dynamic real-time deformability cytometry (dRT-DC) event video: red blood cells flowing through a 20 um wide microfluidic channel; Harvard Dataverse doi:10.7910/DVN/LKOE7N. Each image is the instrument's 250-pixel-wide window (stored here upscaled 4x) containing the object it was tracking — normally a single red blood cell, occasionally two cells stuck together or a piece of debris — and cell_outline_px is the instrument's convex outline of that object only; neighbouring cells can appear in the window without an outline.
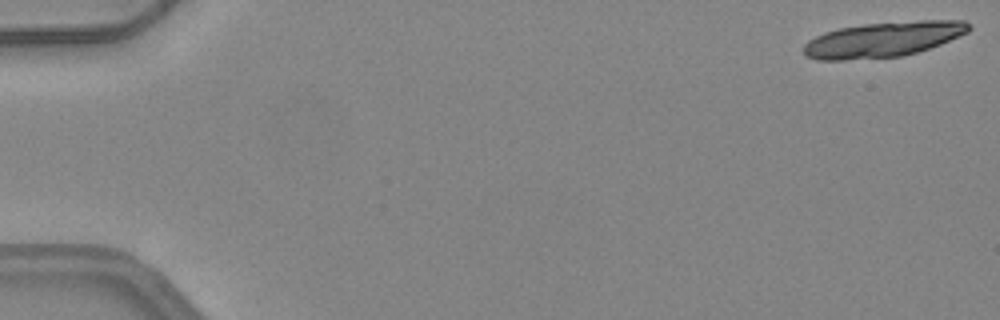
{"species": "common noctule bat (a hibernating species)", "species_latin": "Nyctalus noctula", "temperature_condition": "warm", "stored_images_in_passage": 19, "camera_frame_rate_fps": 3000, "um_per_image_px": 0.085, "animal": {"sex": "female", "body_mass_g": 24.6, "forearm_length_mm": 56.2}, "frame": {"image": 1, "passage_image": 1, "time_ms": 0.0, "image_size_px": [1000, 320], "cell_outline_px": [[972, 28], [968, 32], [940, 44], [916, 52], [900, 56], [844, 60], [816, 60], [804, 56], [804, 44], [808, 40], [824, 32], [840, 28], [864, 24], [920, 20], [964, 20]], "centroid_in_image_um": [75.04, 3.35], "position_along_channel_um": 10.0, "area_um2": 33.76}}